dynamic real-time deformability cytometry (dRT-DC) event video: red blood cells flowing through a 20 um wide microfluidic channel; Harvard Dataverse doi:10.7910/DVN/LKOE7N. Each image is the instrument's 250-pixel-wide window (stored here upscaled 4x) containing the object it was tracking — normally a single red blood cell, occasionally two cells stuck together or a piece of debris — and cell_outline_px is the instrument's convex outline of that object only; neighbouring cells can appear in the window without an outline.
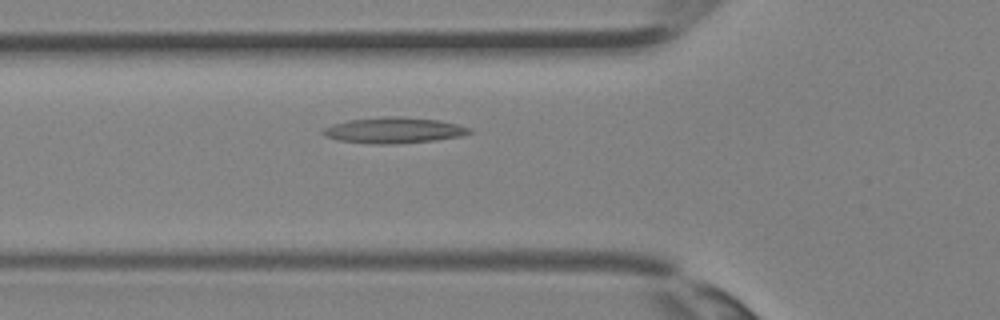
{"species": "Egyptian fruit bat (a non-hibernating species)", "species_latin": "Rousettus aegyptiacus", "temperature_condition": "room temperature", "stored_images_in_passage": 31, "camera_frame_rate_fps": 3000, "um_per_image_px": 0.085, "animal": {"sex": "female"}, "frame": {"image": 1, "passage_image": 8, "time_ms": 2.333, "image_size_px": [1000, 320], "cell_outline_px": [[472, 132], [460, 136], [436, 140], [392, 144], [372, 144], [336, 140], [324, 136], [320, 132], [324, 128], [332, 124], [348, 120], [392, 116], [400, 116], [440, 120], [472, 128]], "centroid_in_image_um": [33.45, 11.08], "position_along_channel_um": 92.4, "area_um2": 22.14}}
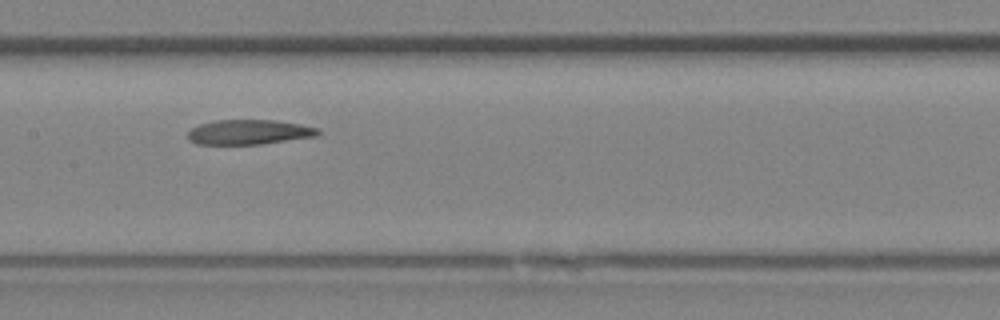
{"frame": {"image": 2, "passage_image": 13, "time_ms": 4.0, "image_size_px": [1000, 320], "cell_outline_px": [[320, 132], [316, 136], [260, 144], [196, 144], [188, 140], [188, 132], [192, 128], [200, 124], [216, 120], [276, 120], [300, 124], [320, 128]], "centroid_in_image_um": [21.16, 11.22], "position_along_channel_um": 186.2, "area_um2": 18.79}}
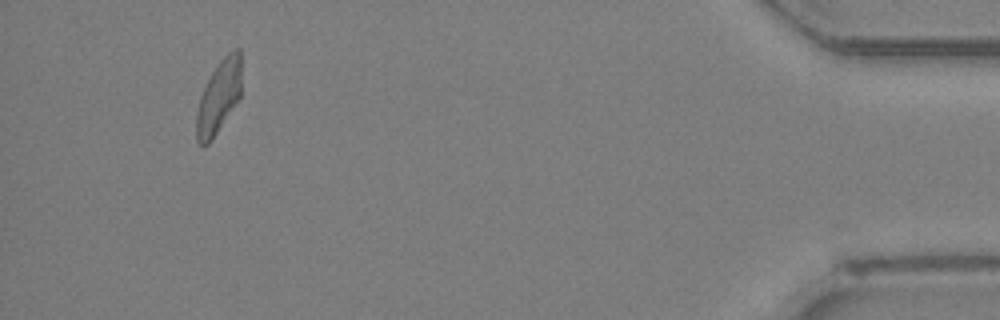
{"frame": {"image": 3, "passage_image": 29, "time_ms": 9.333, "image_size_px": [1000, 320], "cell_outline_px": [[240, 100], [208, 144], [200, 144], [196, 140], [196, 112], [200, 96], [212, 72], [220, 60], [232, 48], [240, 48]], "centroid_in_image_um": [18.6, 8.22], "position_along_channel_um": 416.6, "area_um2": 19.07}}